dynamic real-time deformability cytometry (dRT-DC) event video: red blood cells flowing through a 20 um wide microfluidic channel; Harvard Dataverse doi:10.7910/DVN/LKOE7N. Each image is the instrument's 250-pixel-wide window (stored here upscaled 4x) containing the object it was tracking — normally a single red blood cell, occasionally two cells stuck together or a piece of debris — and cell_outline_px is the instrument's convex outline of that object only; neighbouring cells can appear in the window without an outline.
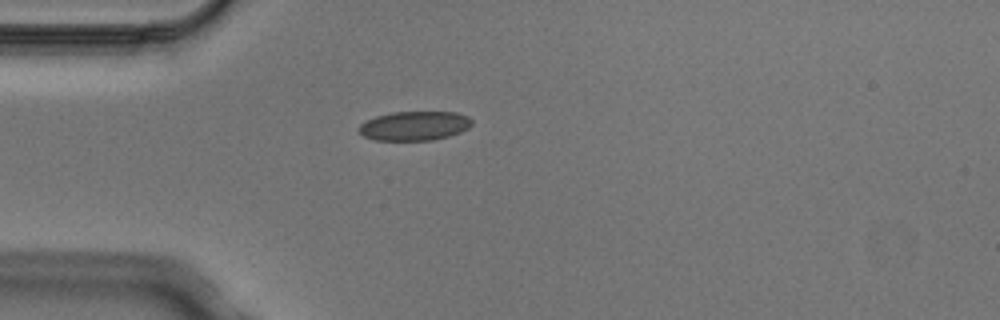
{"species": "Egyptian fruit bat (a non-hibernating species)", "species_latin": "Rousettus aegyptiacus", "temperature_condition": "cold", "stored_images_in_passage": 4, "camera_frame_rate_fps": 3000, "um_per_image_px": 0.085, "animal": {"sex": "male"}, "frame": {"image": 1, "passage_image": 4, "time_ms": 1.0, "image_size_px": [1000, 320], "cell_outline_px": [[472, 124], [468, 128], [460, 132], [448, 136], [432, 140], [376, 140], [364, 136], [356, 128], [360, 124], [376, 116], [392, 112], [456, 112], [468, 116], [472, 120]], "centroid_in_image_um": [35.23, 10.69], "position_along_channel_um": 49.8, "area_um2": 19.19}}